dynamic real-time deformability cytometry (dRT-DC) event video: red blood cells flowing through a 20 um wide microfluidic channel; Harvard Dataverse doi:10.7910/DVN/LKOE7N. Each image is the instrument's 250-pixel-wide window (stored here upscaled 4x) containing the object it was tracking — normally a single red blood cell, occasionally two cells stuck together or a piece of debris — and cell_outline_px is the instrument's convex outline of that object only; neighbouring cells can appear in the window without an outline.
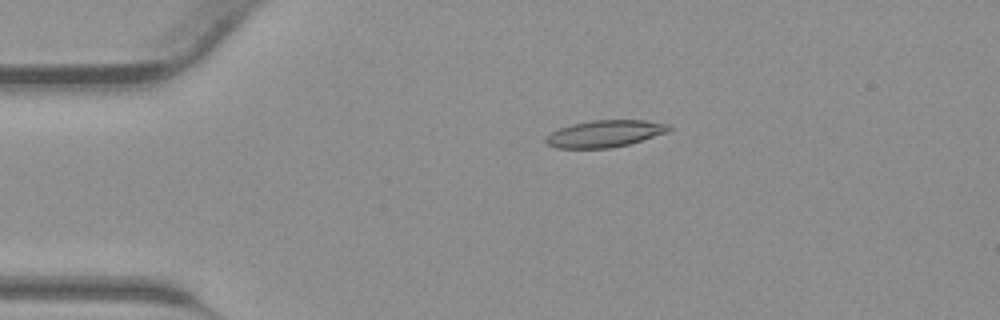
{"species": "common noctule bat (a hibernating species)", "species_latin": "Nyctalus noctula", "temperature_condition": "warm", "stored_images_in_passage": 43, "camera_frame_rate_fps": 3000, "um_per_image_px": 0.085, "animal": {"sex": "male", "body_mass_g": 23.1, "forearm_length_mm": 52.7}, "frame": {"image": 1, "passage_image": 9, "time_ms": 2.667, "image_size_px": [1000, 320], "cell_outline_px": [[672, 128], [668, 132], [628, 144], [608, 148], [556, 148], [548, 144], [544, 140], [552, 132], [560, 128], [572, 124], [592, 120], [644, 120], [672, 124]], "centroid_in_image_um": [51.45, 11.35], "position_along_channel_um": 33.5, "area_um2": 19.19}}
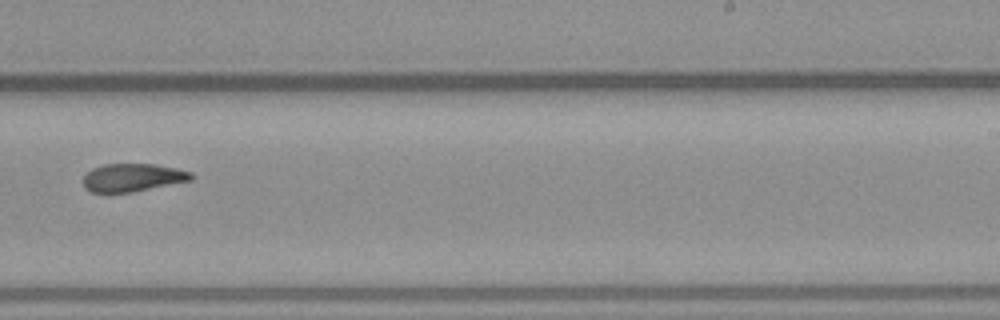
{"frame": {"image": 2, "passage_image": 27, "time_ms": 8.667, "image_size_px": [1000, 320], "cell_outline_px": [[192, 180], [132, 192], [92, 192], [84, 188], [84, 176], [92, 168], [104, 164], [156, 164], [176, 168], [192, 172]], "centroid_in_image_um": [11.28, 15.08], "position_along_channel_um": 277.7, "area_um2": 17.51}}
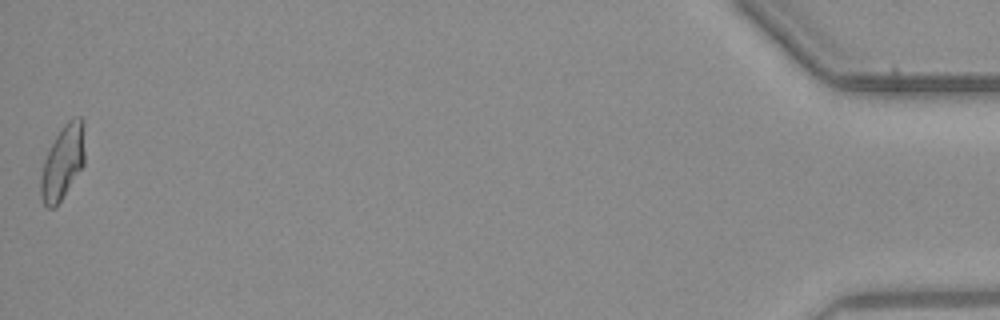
{"frame": {"image": 3, "passage_image": 43, "time_ms": 14.0, "image_size_px": [1000, 320], "cell_outline_px": [[84, 164], [56, 208], [48, 208], [44, 204], [40, 196], [40, 176], [44, 160], [56, 136], [64, 124], [72, 116], [80, 116], [84, 120]], "centroid_in_image_um": [5.34, 13.78], "position_along_channel_um": 429.9, "area_um2": 19.13}}